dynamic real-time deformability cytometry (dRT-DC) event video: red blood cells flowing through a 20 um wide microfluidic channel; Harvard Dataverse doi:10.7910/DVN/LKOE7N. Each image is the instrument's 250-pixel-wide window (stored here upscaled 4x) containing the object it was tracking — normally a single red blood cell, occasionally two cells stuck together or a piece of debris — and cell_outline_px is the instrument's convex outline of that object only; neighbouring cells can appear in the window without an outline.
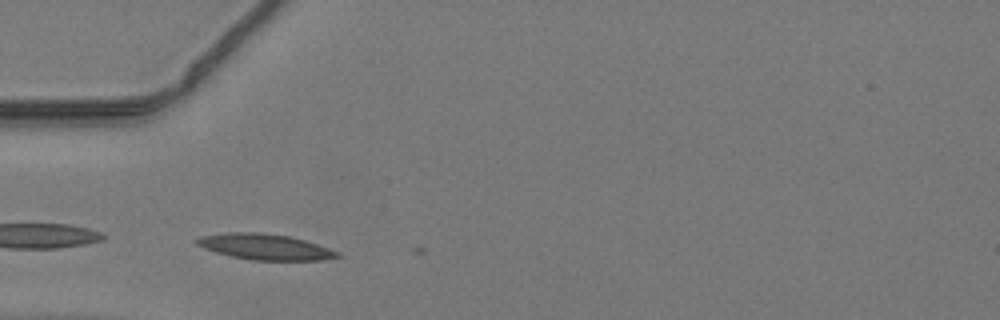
{"species": "common noctule bat (a hibernating species)", "species_latin": "Nyctalus noctula", "temperature_condition": "warm", "stored_images_in_passage": 5, "camera_frame_rate_fps": 3000, "um_per_image_px": 0.085, "animal": {"sex": "male", "body_mass_g": 19.2, "forearm_length_mm": 51.8}, "frame": {"image": 1, "passage_image": 4, "time_ms": 1.0, "image_size_px": [1000, 320], "cell_outline_px": [[340, 256], [320, 260], [252, 260], [232, 256], [216, 252], [204, 248], [196, 244], [192, 240], [200, 236], [228, 232], [260, 232], [288, 236], [304, 240], [340, 252]], "centroid_in_image_um": [22.47, 20.97], "position_along_channel_um": 62.5, "area_um2": 20.98}}